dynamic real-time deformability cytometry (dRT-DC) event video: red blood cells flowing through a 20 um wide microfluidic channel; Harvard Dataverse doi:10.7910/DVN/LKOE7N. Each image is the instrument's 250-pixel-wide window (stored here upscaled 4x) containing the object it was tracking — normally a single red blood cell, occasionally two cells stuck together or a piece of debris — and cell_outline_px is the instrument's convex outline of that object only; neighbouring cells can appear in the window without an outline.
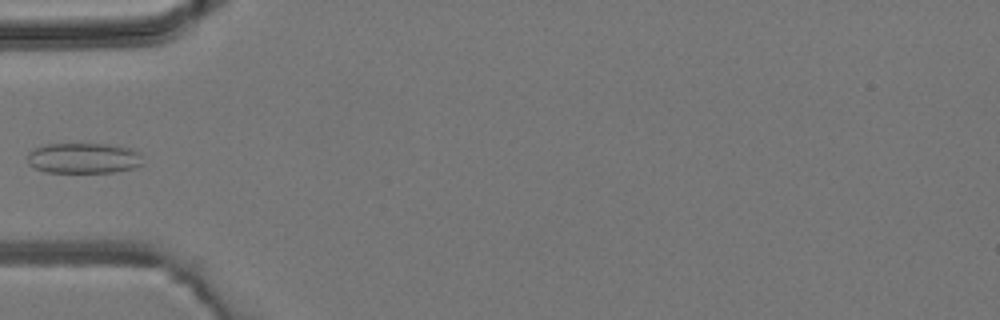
{"species": "common noctule bat (a hibernating species)", "species_latin": "Nyctalus noctula", "temperature_condition": "room temperature", "stored_images_in_passage": 5, "camera_frame_rate_fps": 3000, "um_per_image_px": 0.085, "animal": {"sex": "male", "body_mass_g": 19.2, "forearm_length_mm": 51.8}, "frame": {"image": 1, "passage_image": 5, "time_ms": 4.667, "image_size_px": [1000, 320], "cell_outline_px": [[144, 164], [136, 168], [112, 172], [48, 172], [36, 168], [28, 164], [28, 152], [44, 144], [108, 144], [132, 148], [140, 152]], "centroid_in_image_um": [7.16, 13.44], "position_along_channel_um": 77.8, "area_um2": 20.69}}